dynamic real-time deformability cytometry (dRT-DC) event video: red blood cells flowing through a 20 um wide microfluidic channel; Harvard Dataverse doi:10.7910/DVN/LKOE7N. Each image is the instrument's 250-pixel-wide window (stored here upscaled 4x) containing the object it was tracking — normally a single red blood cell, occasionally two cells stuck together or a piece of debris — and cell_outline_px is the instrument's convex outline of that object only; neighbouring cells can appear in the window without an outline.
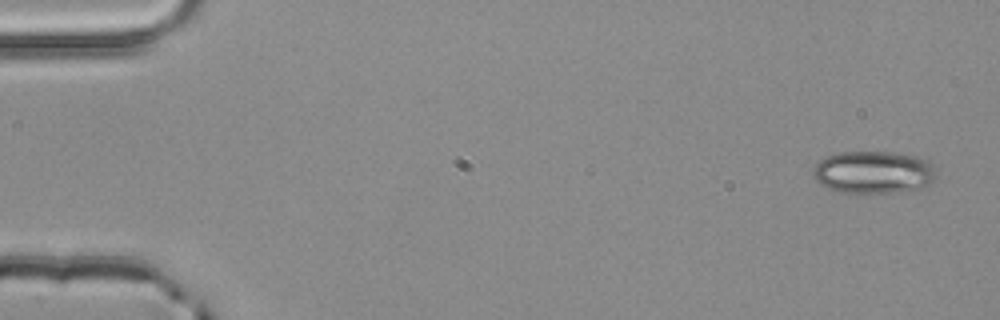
{"species": "common noctule bat (a hibernating species)", "species_latin": "Nyctalus noctula", "temperature_condition": "room temperature", "stored_images_in_passage": 4, "camera_frame_rate_fps": 3000, "um_per_image_px": 0.085, "animal": {"sex": "male", "body_mass_g": 20.4}, "frame": {"image": 1, "passage_image": 1, "time_ms": 0.0, "image_size_px": [1000, 320], "cell_outline_px": [[936, 180], [920, 188], [896, 192], [840, 192], [828, 188], [820, 184], [812, 176], [812, 168], [824, 156], [840, 152], [892, 152], [920, 156], [928, 160], [936, 172]], "centroid_in_image_um": [74.24, 14.62], "position_along_channel_um": 10.8, "area_um2": 30.69}}